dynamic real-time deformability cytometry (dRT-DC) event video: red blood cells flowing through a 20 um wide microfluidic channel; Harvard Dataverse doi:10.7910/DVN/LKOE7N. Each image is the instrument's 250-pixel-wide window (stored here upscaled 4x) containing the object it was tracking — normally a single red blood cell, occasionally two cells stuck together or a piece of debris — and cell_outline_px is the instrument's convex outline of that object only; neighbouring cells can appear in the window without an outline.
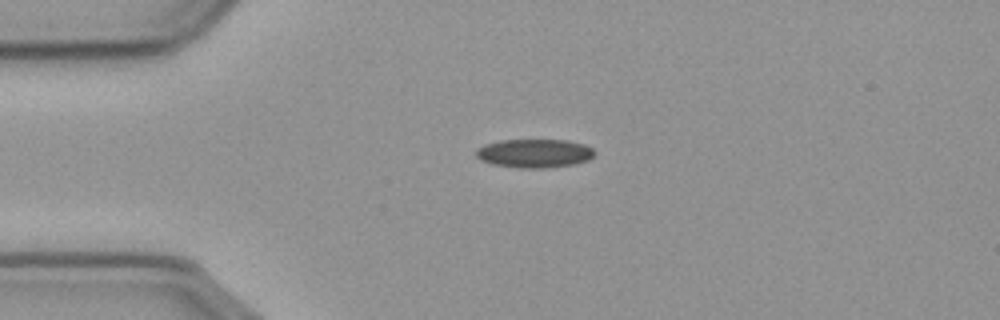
{"species": "common noctule bat (a hibernating species)", "species_latin": "Nyctalus noctula", "temperature_condition": "cold", "stored_images_in_passage": 44, "camera_frame_rate_fps": 3000, "um_per_image_px": 0.085, "animal": {"sex": "male", "body_mass_g": 23.1, "forearm_length_mm": 52.7}, "frame": {"image": 1, "passage_image": 1, "time_ms": 0.0, "image_size_px": [1000, 320], "cell_outline_px": [[596, 152], [588, 160], [572, 164], [544, 168], [520, 168], [492, 164], [480, 160], [476, 156], [476, 148], [484, 144], [500, 140], [568, 140], [584, 144], [592, 148]], "centroid_in_image_um": [45.4, 13.02], "position_along_channel_um": 39.6, "area_um2": 19.83}}
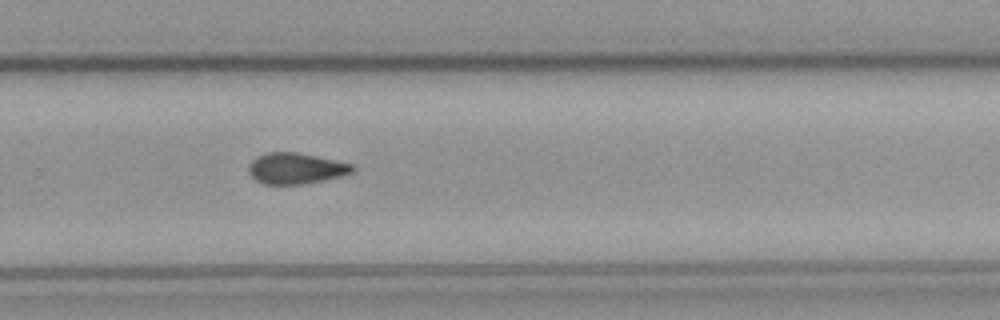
{"frame": {"image": 2, "passage_image": 25, "time_ms": 8.0, "image_size_px": [1000, 320], "cell_outline_px": [[356, 168], [352, 172], [344, 176], [304, 184], [264, 184], [256, 180], [248, 172], [248, 164], [256, 156], [268, 152], [296, 152], [316, 156], [352, 164]], "centroid_in_image_um": [25.14, 14.31], "position_along_channel_um": 304.7, "area_um2": 18.84}}
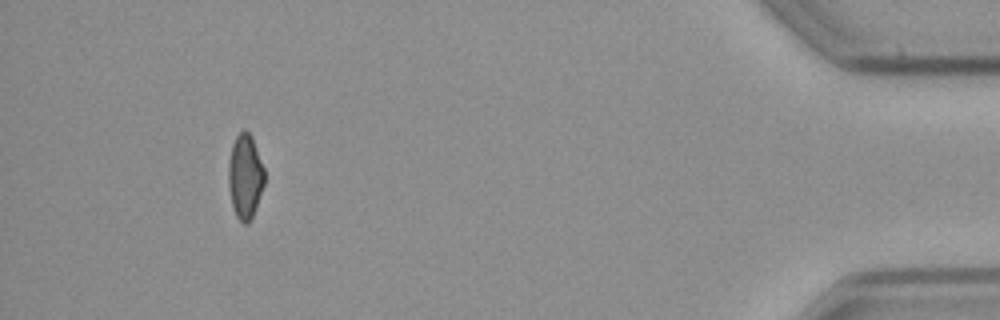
{"frame": {"image": 3, "passage_image": 40, "time_ms": 13.0, "image_size_px": [1000, 320], "cell_outline_px": [[264, 184], [252, 216], [248, 224], [244, 224], [236, 216], [232, 204], [228, 184], [228, 164], [232, 144], [236, 136], [244, 128], [252, 136], [264, 168]], "centroid_in_image_um": [20.82, 14.96], "position_along_channel_um": 414.4, "area_um2": 17.63}, "authors_computed_cell_mechanics": {"area_um2": 19.1896, "velocity_mm_per_s": 3.6261, "shape_relaxation_time_tau1_ms": 11.175, "shape_relaxation_time_tau2_ms": null, "deformation_change_tau1": 0.1694, "deformation_change_tau2": null}}